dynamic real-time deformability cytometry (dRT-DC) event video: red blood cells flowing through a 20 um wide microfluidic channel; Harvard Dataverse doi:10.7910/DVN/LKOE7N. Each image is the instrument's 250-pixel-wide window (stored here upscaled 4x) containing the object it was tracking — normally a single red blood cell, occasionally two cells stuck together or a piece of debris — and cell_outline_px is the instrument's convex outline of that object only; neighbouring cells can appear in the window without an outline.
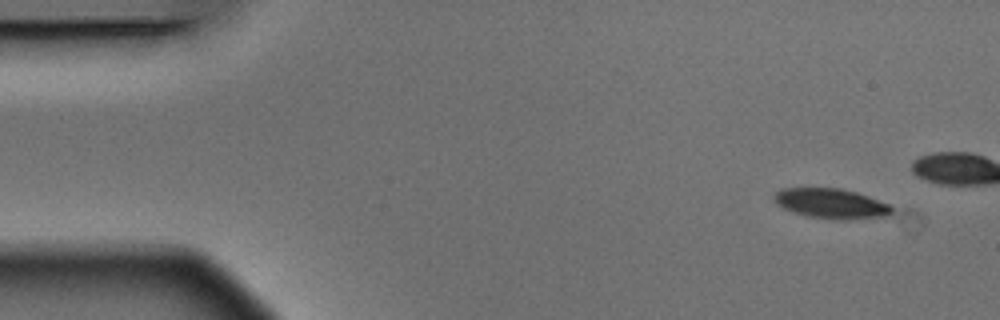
{"species": "Egyptian fruit bat (a non-hibernating species)", "species_latin": "Rousettus aegyptiacus", "temperature_condition": "warm", "stored_images_in_passage": 6, "camera_frame_rate_fps": 3000, "um_per_image_px": 0.085, "animal": {"sex": "male"}, "frame": {"image": 1, "passage_image": 1, "time_ms": 0.0, "image_size_px": [1000, 320], "cell_outline_px": [[892, 212], [888, 216], [840, 220], [808, 216], [792, 212], [776, 204], [772, 196], [780, 188], [840, 188], [856, 192], [868, 196], [888, 204], [892, 208]], "centroid_in_image_um": [70.61, 17.29], "position_along_channel_um": 14.4, "area_um2": 20.52}}